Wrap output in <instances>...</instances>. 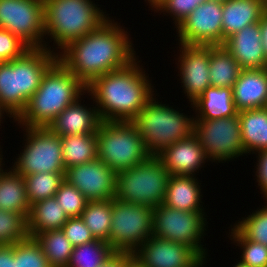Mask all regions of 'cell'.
Masks as SVG:
<instances>
[{
  "label": "cell",
  "mask_w": 267,
  "mask_h": 267,
  "mask_svg": "<svg viewBox=\"0 0 267 267\" xmlns=\"http://www.w3.org/2000/svg\"><path fill=\"white\" fill-rule=\"evenodd\" d=\"M116 20L110 15L99 27L57 53V60L85 86L101 75L126 67L138 56L128 30L131 28L125 27L122 19Z\"/></svg>",
  "instance_id": "cell-1"
},
{
  "label": "cell",
  "mask_w": 267,
  "mask_h": 267,
  "mask_svg": "<svg viewBox=\"0 0 267 267\" xmlns=\"http://www.w3.org/2000/svg\"><path fill=\"white\" fill-rule=\"evenodd\" d=\"M139 55L126 67L95 78L86 91L102 121L132 122L157 92L153 74H148ZM152 76V77H149ZM155 85V86H154Z\"/></svg>",
  "instance_id": "cell-2"
},
{
  "label": "cell",
  "mask_w": 267,
  "mask_h": 267,
  "mask_svg": "<svg viewBox=\"0 0 267 267\" xmlns=\"http://www.w3.org/2000/svg\"><path fill=\"white\" fill-rule=\"evenodd\" d=\"M95 1L100 0H44V48L57 54L107 20L112 12Z\"/></svg>",
  "instance_id": "cell-3"
},
{
  "label": "cell",
  "mask_w": 267,
  "mask_h": 267,
  "mask_svg": "<svg viewBox=\"0 0 267 267\" xmlns=\"http://www.w3.org/2000/svg\"><path fill=\"white\" fill-rule=\"evenodd\" d=\"M86 92V86L58 60L43 75L15 126L48 127L69 105Z\"/></svg>",
  "instance_id": "cell-4"
},
{
  "label": "cell",
  "mask_w": 267,
  "mask_h": 267,
  "mask_svg": "<svg viewBox=\"0 0 267 267\" xmlns=\"http://www.w3.org/2000/svg\"><path fill=\"white\" fill-rule=\"evenodd\" d=\"M57 54L46 48H30L21 57L0 62V104L16 120L40 87Z\"/></svg>",
  "instance_id": "cell-5"
},
{
  "label": "cell",
  "mask_w": 267,
  "mask_h": 267,
  "mask_svg": "<svg viewBox=\"0 0 267 267\" xmlns=\"http://www.w3.org/2000/svg\"><path fill=\"white\" fill-rule=\"evenodd\" d=\"M159 94L157 91L132 121L151 156H157L169 145L186 139L193 133L192 103L190 106L186 105V108L192 109H188L187 112L186 108L185 110L178 106L176 108L173 102L167 103L166 99L163 102L161 99L163 97Z\"/></svg>",
  "instance_id": "cell-6"
},
{
  "label": "cell",
  "mask_w": 267,
  "mask_h": 267,
  "mask_svg": "<svg viewBox=\"0 0 267 267\" xmlns=\"http://www.w3.org/2000/svg\"><path fill=\"white\" fill-rule=\"evenodd\" d=\"M96 134L98 159L117 173L151 156L133 122L102 121Z\"/></svg>",
  "instance_id": "cell-7"
},
{
  "label": "cell",
  "mask_w": 267,
  "mask_h": 267,
  "mask_svg": "<svg viewBox=\"0 0 267 267\" xmlns=\"http://www.w3.org/2000/svg\"><path fill=\"white\" fill-rule=\"evenodd\" d=\"M15 128L21 129L19 134H23V138L20 137L22 146L18 147L19 152L13 156L10 165L18 174L25 177L42 172L65 173L60 135L48 127Z\"/></svg>",
  "instance_id": "cell-8"
},
{
  "label": "cell",
  "mask_w": 267,
  "mask_h": 267,
  "mask_svg": "<svg viewBox=\"0 0 267 267\" xmlns=\"http://www.w3.org/2000/svg\"><path fill=\"white\" fill-rule=\"evenodd\" d=\"M208 212L210 211H182L160 204L153 208V236L185 244L202 259L210 261L211 249H207L204 242L205 236H208L206 231L211 230L208 229V222L211 221Z\"/></svg>",
  "instance_id": "cell-9"
},
{
  "label": "cell",
  "mask_w": 267,
  "mask_h": 267,
  "mask_svg": "<svg viewBox=\"0 0 267 267\" xmlns=\"http://www.w3.org/2000/svg\"><path fill=\"white\" fill-rule=\"evenodd\" d=\"M170 176L163 162L150 156L143 163L117 173L116 198L155 208L164 202Z\"/></svg>",
  "instance_id": "cell-10"
},
{
  "label": "cell",
  "mask_w": 267,
  "mask_h": 267,
  "mask_svg": "<svg viewBox=\"0 0 267 267\" xmlns=\"http://www.w3.org/2000/svg\"><path fill=\"white\" fill-rule=\"evenodd\" d=\"M109 245L115 252L133 254L153 235V208L112 199Z\"/></svg>",
  "instance_id": "cell-11"
},
{
  "label": "cell",
  "mask_w": 267,
  "mask_h": 267,
  "mask_svg": "<svg viewBox=\"0 0 267 267\" xmlns=\"http://www.w3.org/2000/svg\"><path fill=\"white\" fill-rule=\"evenodd\" d=\"M193 134L215 166L245 159L238 114L219 119H194Z\"/></svg>",
  "instance_id": "cell-12"
},
{
  "label": "cell",
  "mask_w": 267,
  "mask_h": 267,
  "mask_svg": "<svg viewBox=\"0 0 267 267\" xmlns=\"http://www.w3.org/2000/svg\"><path fill=\"white\" fill-rule=\"evenodd\" d=\"M0 28L29 48H44V0H0Z\"/></svg>",
  "instance_id": "cell-13"
},
{
  "label": "cell",
  "mask_w": 267,
  "mask_h": 267,
  "mask_svg": "<svg viewBox=\"0 0 267 267\" xmlns=\"http://www.w3.org/2000/svg\"><path fill=\"white\" fill-rule=\"evenodd\" d=\"M176 50L171 53L175 63L174 72L181 84L183 98L188 104L195 101L207 87L211 86L209 76L210 45H187L176 43ZM179 48V49H178ZM177 53H176V52ZM176 53V54H175ZM175 60V62H174ZM178 69V70H177Z\"/></svg>",
  "instance_id": "cell-14"
},
{
  "label": "cell",
  "mask_w": 267,
  "mask_h": 267,
  "mask_svg": "<svg viewBox=\"0 0 267 267\" xmlns=\"http://www.w3.org/2000/svg\"><path fill=\"white\" fill-rule=\"evenodd\" d=\"M222 13V3L208 0L198 5L176 28V43L223 45Z\"/></svg>",
  "instance_id": "cell-15"
},
{
  "label": "cell",
  "mask_w": 267,
  "mask_h": 267,
  "mask_svg": "<svg viewBox=\"0 0 267 267\" xmlns=\"http://www.w3.org/2000/svg\"><path fill=\"white\" fill-rule=\"evenodd\" d=\"M142 267H207L191 247L160 237L150 236L133 254Z\"/></svg>",
  "instance_id": "cell-16"
},
{
  "label": "cell",
  "mask_w": 267,
  "mask_h": 267,
  "mask_svg": "<svg viewBox=\"0 0 267 267\" xmlns=\"http://www.w3.org/2000/svg\"><path fill=\"white\" fill-rule=\"evenodd\" d=\"M64 179L90 201L116 197L117 172L98 158L65 170Z\"/></svg>",
  "instance_id": "cell-17"
},
{
  "label": "cell",
  "mask_w": 267,
  "mask_h": 267,
  "mask_svg": "<svg viewBox=\"0 0 267 267\" xmlns=\"http://www.w3.org/2000/svg\"><path fill=\"white\" fill-rule=\"evenodd\" d=\"M157 157L163 162L170 175L198 177L197 175L200 176L202 171L205 172L204 168L208 163V166L211 165V161L193 133L186 139L169 145Z\"/></svg>",
  "instance_id": "cell-18"
},
{
  "label": "cell",
  "mask_w": 267,
  "mask_h": 267,
  "mask_svg": "<svg viewBox=\"0 0 267 267\" xmlns=\"http://www.w3.org/2000/svg\"><path fill=\"white\" fill-rule=\"evenodd\" d=\"M86 98L87 100L85 101ZM101 122L98 109L91 95L86 91L75 102L64 109L49 124L48 128L60 136L95 134Z\"/></svg>",
  "instance_id": "cell-19"
},
{
  "label": "cell",
  "mask_w": 267,
  "mask_h": 267,
  "mask_svg": "<svg viewBox=\"0 0 267 267\" xmlns=\"http://www.w3.org/2000/svg\"><path fill=\"white\" fill-rule=\"evenodd\" d=\"M223 45L242 69L267 68L261 40L260 22L247 25L227 38Z\"/></svg>",
  "instance_id": "cell-20"
},
{
  "label": "cell",
  "mask_w": 267,
  "mask_h": 267,
  "mask_svg": "<svg viewBox=\"0 0 267 267\" xmlns=\"http://www.w3.org/2000/svg\"><path fill=\"white\" fill-rule=\"evenodd\" d=\"M202 182L196 176L171 175L162 204L182 211H207Z\"/></svg>",
  "instance_id": "cell-21"
},
{
  "label": "cell",
  "mask_w": 267,
  "mask_h": 267,
  "mask_svg": "<svg viewBox=\"0 0 267 267\" xmlns=\"http://www.w3.org/2000/svg\"><path fill=\"white\" fill-rule=\"evenodd\" d=\"M232 90L238 112L264 108L267 102V68L242 69Z\"/></svg>",
  "instance_id": "cell-22"
},
{
  "label": "cell",
  "mask_w": 267,
  "mask_h": 267,
  "mask_svg": "<svg viewBox=\"0 0 267 267\" xmlns=\"http://www.w3.org/2000/svg\"><path fill=\"white\" fill-rule=\"evenodd\" d=\"M267 2L265 0H227L223 4V43L247 25L260 22Z\"/></svg>",
  "instance_id": "cell-23"
},
{
  "label": "cell",
  "mask_w": 267,
  "mask_h": 267,
  "mask_svg": "<svg viewBox=\"0 0 267 267\" xmlns=\"http://www.w3.org/2000/svg\"><path fill=\"white\" fill-rule=\"evenodd\" d=\"M194 119H219L238 114L232 88L209 86L192 102Z\"/></svg>",
  "instance_id": "cell-24"
},
{
  "label": "cell",
  "mask_w": 267,
  "mask_h": 267,
  "mask_svg": "<svg viewBox=\"0 0 267 267\" xmlns=\"http://www.w3.org/2000/svg\"><path fill=\"white\" fill-rule=\"evenodd\" d=\"M246 158L267 149V109H247L238 112Z\"/></svg>",
  "instance_id": "cell-25"
},
{
  "label": "cell",
  "mask_w": 267,
  "mask_h": 267,
  "mask_svg": "<svg viewBox=\"0 0 267 267\" xmlns=\"http://www.w3.org/2000/svg\"><path fill=\"white\" fill-rule=\"evenodd\" d=\"M24 177L10 165L0 173V210L24 215L30 212Z\"/></svg>",
  "instance_id": "cell-26"
},
{
  "label": "cell",
  "mask_w": 267,
  "mask_h": 267,
  "mask_svg": "<svg viewBox=\"0 0 267 267\" xmlns=\"http://www.w3.org/2000/svg\"><path fill=\"white\" fill-rule=\"evenodd\" d=\"M68 219L55 197L36 202L30 206L27 217L29 237L34 238L38 233L45 231L61 230Z\"/></svg>",
  "instance_id": "cell-27"
},
{
  "label": "cell",
  "mask_w": 267,
  "mask_h": 267,
  "mask_svg": "<svg viewBox=\"0 0 267 267\" xmlns=\"http://www.w3.org/2000/svg\"><path fill=\"white\" fill-rule=\"evenodd\" d=\"M242 68L224 45H210L211 86L233 88Z\"/></svg>",
  "instance_id": "cell-28"
},
{
  "label": "cell",
  "mask_w": 267,
  "mask_h": 267,
  "mask_svg": "<svg viewBox=\"0 0 267 267\" xmlns=\"http://www.w3.org/2000/svg\"><path fill=\"white\" fill-rule=\"evenodd\" d=\"M65 170L98 158L97 134L61 136Z\"/></svg>",
  "instance_id": "cell-29"
},
{
  "label": "cell",
  "mask_w": 267,
  "mask_h": 267,
  "mask_svg": "<svg viewBox=\"0 0 267 267\" xmlns=\"http://www.w3.org/2000/svg\"><path fill=\"white\" fill-rule=\"evenodd\" d=\"M52 267H66L70 261L73 246L62 230L38 233L35 237Z\"/></svg>",
  "instance_id": "cell-30"
},
{
  "label": "cell",
  "mask_w": 267,
  "mask_h": 267,
  "mask_svg": "<svg viewBox=\"0 0 267 267\" xmlns=\"http://www.w3.org/2000/svg\"><path fill=\"white\" fill-rule=\"evenodd\" d=\"M112 199L87 202L81 218L95 239L109 244L112 221Z\"/></svg>",
  "instance_id": "cell-31"
},
{
  "label": "cell",
  "mask_w": 267,
  "mask_h": 267,
  "mask_svg": "<svg viewBox=\"0 0 267 267\" xmlns=\"http://www.w3.org/2000/svg\"><path fill=\"white\" fill-rule=\"evenodd\" d=\"M116 252L100 239L73 247L70 261L66 267H99Z\"/></svg>",
  "instance_id": "cell-32"
},
{
  "label": "cell",
  "mask_w": 267,
  "mask_h": 267,
  "mask_svg": "<svg viewBox=\"0 0 267 267\" xmlns=\"http://www.w3.org/2000/svg\"><path fill=\"white\" fill-rule=\"evenodd\" d=\"M232 224L246 239L267 246V200ZM261 207V208H260ZM252 212V213H251Z\"/></svg>",
  "instance_id": "cell-33"
},
{
  "label": "cell",
  "mask_w": 267,
  "mask_h": 267,
  "mask_svg": "<svg viewBox=\"0 0 267 267\" xmlns=\"http://www.w3.org/2000/svg\"><path fill=\"white\" fill-rule=\"evenodd\" d=\"M65 173L29 174L24 177L26 183V195L30 205L55 196Z\"/></svg>",
  "instance_id": "cell-34"
},
{
  "label": "cell",
  "mask_w": 267,
  "mask_h": 267,
  "mask_svg": "<svg viewBox=\"0 0 267 267\" xmlns=\"http://www.w3.org/2000/svg\"><path fill=\"white\" fill-rule=\"evenodd\" d=\"M228 228L226 239L231 240L230 244L235 245V249H239L238 259L249 267H267V246L246 239L232 223Z\"/></svg>",
  "instance_id": "cell-35"
},
{
  "label": "cell",
  "mask_w": 267,
  "mask_h": 267,
  "mask_svg": "<svg viewBox=\"0 0 267 267\" xmlns=\"http://www.w3.org/2000/svg\"><path fill=\"white\" fill-rule=\"evenodd\" d=\"M28 237L27 218L24 215L0 210V245H13Z\"/></svg>",
  "instance_id": "cell-36"
},
{
  "label": "cell",
  "mask_w": 267,
  "mask_h": 267,
  "mask_svg": "<svg viewBox=\"0 0 267 267\" xmlns=\"http://www.w3.org/2000/svg\"><path fill=\"white\" fill-rule=\"evenodd\" d=\"M14 259L16 267H52L41 245L33 237L14 244Z\"/></svg>",
  "instance_id": "cell-37"
},
{
  "label": "cell",
  "mask_w": 267,
  "mask_h": 267,
  "mask_svg": "<svg viewBox=\"0 0 267 267\" xmlns=\"http://www.w3.org/2000/svg\"><path fill=\"white\" fill-rule=\"evenodd\" d=\"M208 0H162L151 12L152 16L159 15L170 19L172 30H175L181 22L198 6ZM160 15H162L160 17ZM174 26V29H173Z\"/></svg>",
  "instance_id": "cell-38"
},
{
  "label": "cell",
  "mask_w": 267,
  "mask_h": 267,
  "mask_svg": "<svg viewBox=\"0 0 267 267\" xmlns=\"http://www.w3.org/2000/svg\"><path fill=\"white\" fill-rule=\"evenodd\" d=\"M54 197L57 203H60L68 218L81 217L88 202L75 186L65 180L61 183Z\"/></svg>",
  "instance_id": "cell-39"
},
{
  "label": "cell",
  "mask_w": 267,
  "mask_h": 267,
  "mask_svg": "<svg viewBox=\"0 0 267 267\" xmlns=\"http://www.w3.org/2000/svg\"><path fill=\"white\" fill-rule=\"evenodd\" d=\"M29 49L18 37L0 28V62L19 58Z\"/></svg>",
  "instance_id": "cell-40"
},
{
  "label": "cell",
  "mask_w": 267,
  "mask_h": 267,
  "mask_svg": "<svg viewBox=\"0 0 267 267\" xmlns=\"http://www.w3.org/2000/svg\"><path fill=\"white\" fill-rule=\"evenodd\" d=\"M61 230L73 247L95 240L90 229L85 225L81 217L69 218Z\"/></svg>",
  "instance_id": "cell-41"
},
{
  "label": "cell",
  "mask_w": 267,
  "mask_h": 267,
  "mask_svg": "<svg viewBox=\"0 0 267 267\" xmlns=\"http://www.w3.org/2000/svg\"><path fill=\"white\" fill-rule=\"evenodd\" d=\"M254 156L253 159L255 158L256 160L254 161V169L251 168L254 174H252V176H254V183L256 184V190L258 192V194H261V199H263V201L267 200V149L266 150H262L259 151L255 154H253Z\"/></svg>",
  "instance_id": "cell-42"
},
{
  "label": "cell",
  "mask_w": 267,
  "mask_h": 267,
  "mask_svg": "<svg viewBox=\"0 0 267 267\" xmlns=\"http://www.w3.org/2000/svg\"><path fill=\"white\" fill-rule=\"evenodd\" d=\"M0 267H16L14 244L0 245Z\"/></svg>",
  "instance_id": "cell-43"
},
{
  "label": "cell",
  "mask_w": 267,
  "mask_h": 267,
  "mask_svg": "<svg viewBox=\"0 0 267 267\" xmlns=\"http://www.w3.org/2000/svg\"><path fill=\"white\" fill-rule=\"evenodd\" d=\"M99 267H125V253L116 252L104 264Z\"/></svg>",
  "instance_id": "cell-44"
},
{
  "label": "cell",
  "mask_w": 267,
  "mask_h": 267,
  "mask_svg": "<svg viewBox=\"0 0 267 267\" xmlns=\"http://www.w3.org/2000/svg\"><path fill=\"white\" fill-rule=\"evenodd\" d=\"M261 40L263 44L264 54L267 59V9L260 20Z\"/></svg>",
  "instance_id": "cell-45"
},
{
  "label": "cell",
  "mask_w": 267,
  "mask_h": 267,
  "mask_svg": "<svg viewBox=\"0 0 267 267\" xmlns=\"http://www.w3.org/2000/svg\"><path fill=\"white\" fill-rule=\"evenodd\" d=\"M8 117H9V119H11L9 122H11L12 125H14L15 120L12 118V116L0 104V131L2 130L3 123L6 122V119H8ZM1 123H2V125H1ZM0 143H2V142H0Z\"/></svg>",
  "instance_id": "cell-46"
},
{
  "label": "cell",
  "mask_w": 267,
  "mask_h": 267,
  "mask_svg": "<svg viewBox=\"0 0 267 267\" xmlns=\"http://www.w3.org/2000/svg\"><path fill=\"white\" fill-rule=\"evenodd\" d=\"M125 267H142L130 253H125Z\"/></svg>",
  "instance_id": "cell-47"
},
{
  "label": "cell",
  "mask_w": 267,
  "mask_h": 267,
  "mask_svg": "<svg viewBox=\"0 0 267 267\" xmlns=\"http://www.w3.org/2000/svg\"><path fill=\"white\" fill-rule=\"evenodd\" d=\"M3 146L1 145L0 143V173L5 169V167L7 166L6 165V162L8 164V162H10L11 160H7V158L5 159L4 155L7 153L6 151L7 150H3ZM6 160V161H5Z\"/></svg>",
  "instance_id": "cell-48"
},
{
  "label": "cell",
  "mask_w": 267,
  "mask_h": 267,
  "mask_svg": "<svg viewBox=\"0 0 267 267\" xmlns=\"http://www.w3.org/2000/svg\"><path fill=\"white\" fill-rule=\"evenodd\" d=\"M162 0H144L145 6H148V11L151 9V11L161 2Z\"/></svg>",
  "instance_id": "cell-49"
},
{
  "label": "cell",
  "mask_w": 267,
  "mask_h": 267,
  "mask_svg": "<svg viewBox=\"0 0 267 267\" xmlns=\"http://www.w3.org/2000/svg\"><path fill=\"white\" fill-rule=\"evenodd\" d=\"M233 261H234V264L231 263V265H232L231 267H249L246 264H243L239 259L235 258ZM235 261H236V263H235Z\"/></svg>",
  "instance_id": "cell-50"
},
{
  "label": "cell",
  "mask_w": 267,
  "mask_h": 267,
  "mask_svg": "<svg viewBox=\"0 0 267 267\" xmlns=\"http://www.w3.org/2000/svg\"><path fill=\"white\" fill-rule=\"evenodd\" d=\"M209 1H214V2H219V3L224 4L227 0H209Z\"/></svg>",
  "instance_id": "cell-51"
}]
</instances>
